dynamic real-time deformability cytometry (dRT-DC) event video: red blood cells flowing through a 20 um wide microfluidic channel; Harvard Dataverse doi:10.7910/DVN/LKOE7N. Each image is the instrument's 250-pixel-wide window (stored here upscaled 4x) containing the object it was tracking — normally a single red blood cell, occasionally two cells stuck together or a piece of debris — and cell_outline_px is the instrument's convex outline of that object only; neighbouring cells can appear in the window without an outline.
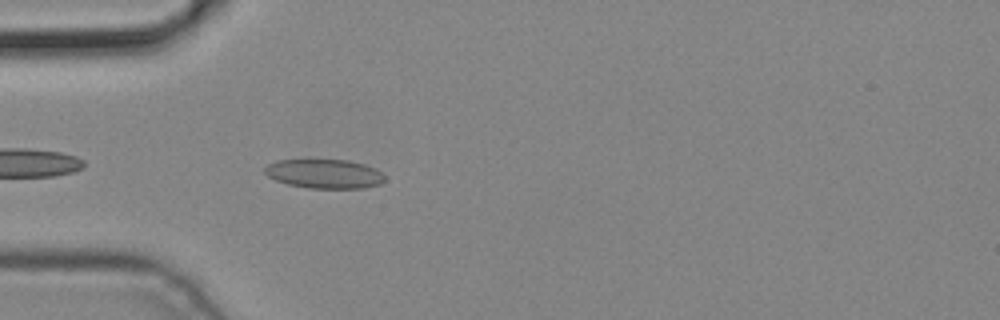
{"species": "common noctule bat (a hibernating species)", "species_latin": "Nyctalus noctula", "temperature_condition": "cold", "stored_images_in_passage": 1, "camera_frame_rate_fps": 3000, "um_per_image_px": 0.085, "animal": {"sex": "male", "body_mass_g": 19.2, "forearm_length_mm": 51.8}, "frame": {"image": 1, "passage_image": 1, "time_ms": 0.0, "image_size_px": [1000, 320], "cell_outline_px": [[384, 180], [380, 184], [364, 188], [308, 188], [288, 184], [276, 180], [268, 176], [264, 172], [264, 168], [268, 164], [276, 160], [348, 160], [364, 164], [376, 168], [384, 176]], "centroid_in_image_um": [27.57, 14.77], "position_along_channel_um": 57.4, "area_um2": 20.35}}